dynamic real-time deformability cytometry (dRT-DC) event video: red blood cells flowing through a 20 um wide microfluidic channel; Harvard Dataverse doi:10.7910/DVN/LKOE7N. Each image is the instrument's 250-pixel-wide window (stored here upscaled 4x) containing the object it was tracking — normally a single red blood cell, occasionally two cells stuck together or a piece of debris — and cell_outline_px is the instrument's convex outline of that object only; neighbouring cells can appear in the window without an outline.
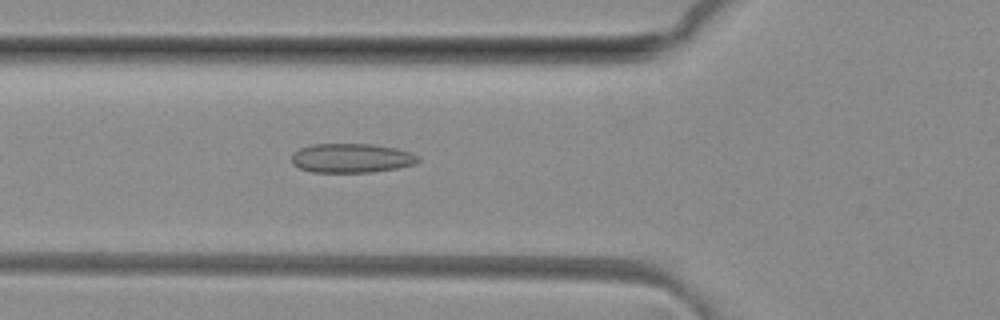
{"species": "common noctule bat (a hibernating species)", "species_latin": "Nyctalus noctula", "temperature_condition": "room temperature", "stored_images_in_passage": 38, "camera_frame_rate_fps": 3000, "um_per_image_px": 0.085, "animal": {"sex": "female", "body_mass_g": 29.2, "forearm_length_mm": 56.3}, "frame": {"image": 1, "passage_image": 6, "time_ms": 1.667, "image_size_px": [1000, 320], "cell_outline_px": [[420, 160], [412, 164], [396, 168], [372, 172], [312, 172], [300, 168], [292, 164], [292, 152], [300, 148], [312, 144], [372, 144], [396, 148], [412, 152], [420, 156]], "centroid_in_image_um": [29.87, 13.43], "position_along_channel_um": 95.9, "area_um2": 21.62}}
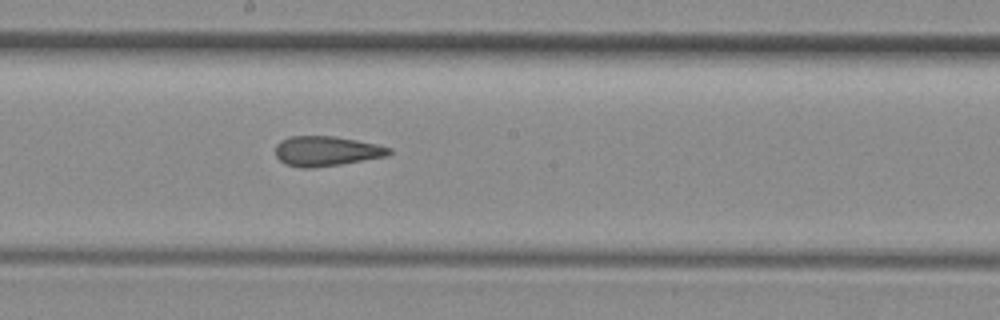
{"frame": {"image": 2, "passage_image": 15, "time_ms": 4.667, "image_size_px": [1000, 320], "cell_outline_px": [[392, 152], [388, 156], [340, 164], [312, 168], [300, 168], [284, 164], [276, 156], [276, 144], [280, 140], [288, 136], [332, 136], [356, 140], [376, 144], [392, 148]], "centroid_in_image_um": [27.72, 12.84], "position_along_channel_um": 220.5, "area_um2": 19.88}}
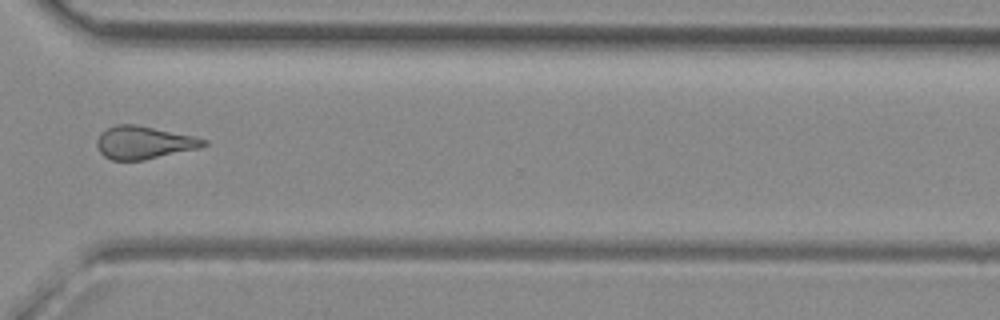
{"frame": {"image": 3, "passage_image": 25, "time_ms": 8.0, "image_size_px": [1000, 320], "cell_outline_px": [[208, 144], [200, 148], [144, 160], [112, 160], [104, 156], [100, 152], [96, 144], [96, 140], [100, 132], [116, 124], [136, 124], [196, 136], [208, 140]], "centroid_in_image_um": [12.25, 12.11], "position_along_channel_um": 358.4, "area_um2": 20.63}, "authors_computed_cell_mechanics": {"area_um2": 20.23, "velocity_mm_per_s": 4.1409, "shape_relaxation_time_tau1_ms": null, "shape_relaxation_time_tau2_ms": 2.4039, "deformation_change_tau1": null, "deformation_change_tau2": 0.1064}}